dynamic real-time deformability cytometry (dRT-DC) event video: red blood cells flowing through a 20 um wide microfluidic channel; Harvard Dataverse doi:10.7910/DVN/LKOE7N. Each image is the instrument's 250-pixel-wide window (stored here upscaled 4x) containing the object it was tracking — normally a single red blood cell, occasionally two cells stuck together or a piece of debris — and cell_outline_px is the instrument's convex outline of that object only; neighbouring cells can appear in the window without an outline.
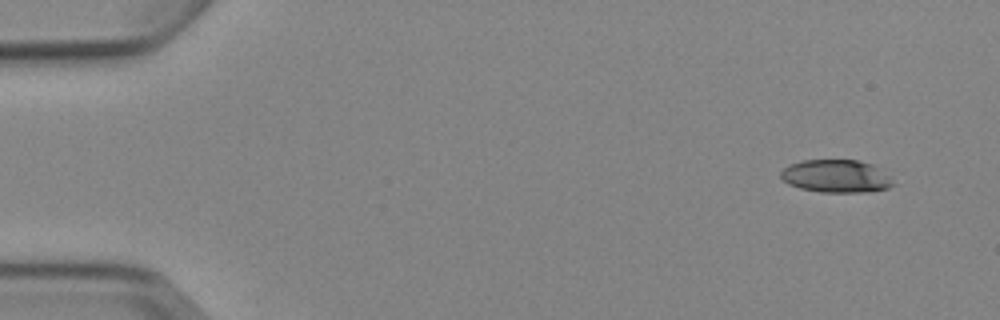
{"species": "Egyptian fruit bat (a non-hibernating species)", "species_latin": "Rousettus aegyptiacus", "temperature_condition": "cold", "stored_images_in_passage": 5, "camera_frame_rate_fps": 3000, "um_per_image_px": 0.085, "animal": {"sex": "female"}, "frame": {"image": 1, "passage_image": 1, "time_ms": 0.0, "image_size_px": [1000, 320], "cell_outline_px": [[896, 184], [888, 188], [868, 192], [820, 192], [800, 188], [788, 184], [780, 176], [780, 172], [788, 164], [800, 160], [856, 160], [872, 164], [892, 176]], "centroid_in_image_um": [71.1, 14.97], "position_along_channel_um": 13.9, "area_um2": 21.79}}
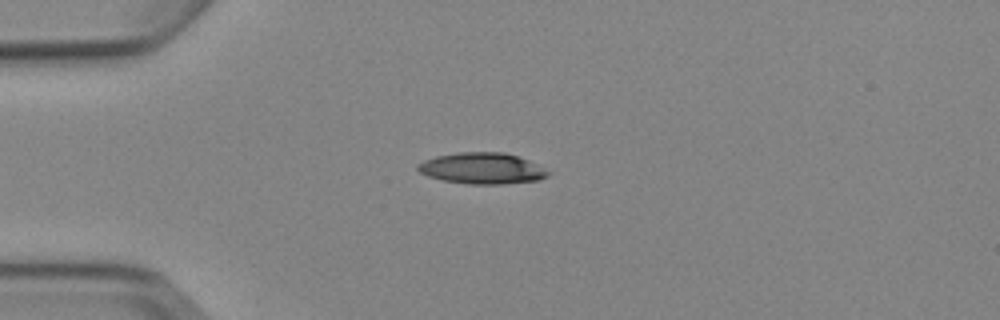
{"frame": {"image": 2, "passage_image": 4, "time_ms": 3.333, "image_size_px": [1000, 320], "cell_outline_px": [[552, 172], [548, 176], [540, 180], [504, 184], [468, 184], [444, 180], [428, 176], [420, 172], [416, 168], [416, 164], [424, 160], [436, 156], [456, 152], [504, 152], [528, 160]], "centroid_in_image_um": [40.98, 14.31], "position_along_channel_um": 44.0, "area_um2": 23.76}}